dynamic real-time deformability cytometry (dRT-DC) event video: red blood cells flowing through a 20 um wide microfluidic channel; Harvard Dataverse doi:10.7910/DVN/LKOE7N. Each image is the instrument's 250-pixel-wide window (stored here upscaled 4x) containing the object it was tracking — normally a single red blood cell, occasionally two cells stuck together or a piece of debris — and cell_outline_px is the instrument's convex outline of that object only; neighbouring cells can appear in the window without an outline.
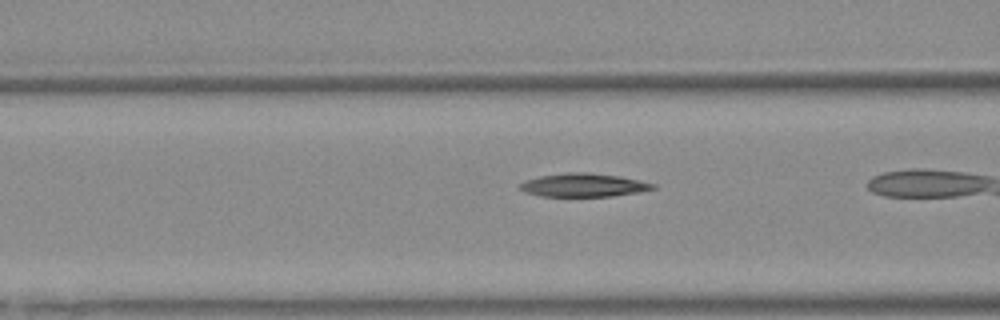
{"species": "Egyptian fruit bat (a non-hibernating species)", "species_latin": "Rousettus aegyptiacus", "temperature_condition": "warm", "stored_images_in_passage": 9, "camera_frame_rate_fps": 3000, "um_per_image_px": 0.085, "animal": {"sex": "female"}, "frame": {"image": 1, "passage_image": 8, "time_ms": 2.333, "image_size_px": [1000, 320], "cell_outline_px": [[656, 188], [636, 192], [612, 196], [540, 196], [524, 192], [520, 188], [520, 184], [528, 180], [540, 176], [568, 172], [588, 172], [620, 176], [640, 180], [656, 184]], "centroid_in_image_um": [49.62, 15.73], "position_along_channel_um": 117.0, "area_um2": 17.98}}